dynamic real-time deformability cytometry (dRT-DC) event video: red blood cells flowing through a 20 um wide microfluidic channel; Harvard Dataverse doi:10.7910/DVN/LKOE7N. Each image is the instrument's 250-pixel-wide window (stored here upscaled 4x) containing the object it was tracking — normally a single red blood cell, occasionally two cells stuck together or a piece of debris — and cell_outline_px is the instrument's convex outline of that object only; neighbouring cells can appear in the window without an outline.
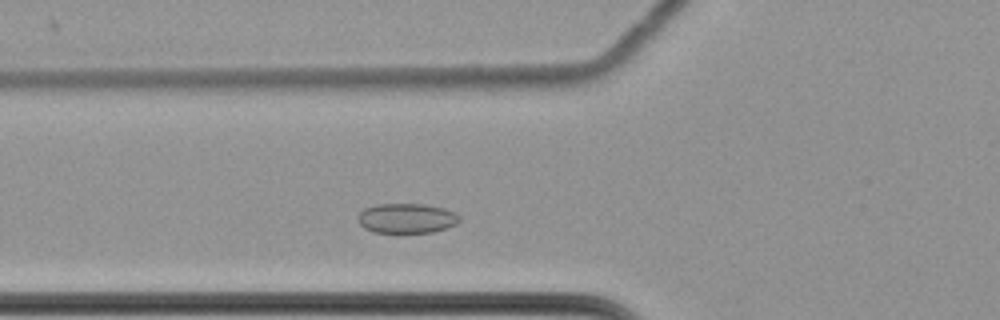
{"species": "common noctule bat (a hibernating species)", "species_latin": "Nyctalus noctula", "temperature_condition": "cold", "stored_images_in_passage": 33, "camera_frame_rate_fps": 3000, "um_per_image_px": 0.085, "animal": {"sex": "female", "body_mass_g": 22.7, "forearm_length_mm": 54.2}, "frame": {"image": 1, "passage_image": 4, "time_ms": 1.0, "image_size_px": [1000, 320], "cell_outline_px": [[460, 220], [456, 224], [448, 228], [432, 232], [372, 232], [364, 228], [360, 224], [360, 212], [364, 208], [376, 204], [424, 204], [444, 208], [456, 212], [460, 216]], "centroid_in_image_um": [34.61, 18.55], "position_along_channel_um": 91.2, "area_um2": 17.63}}
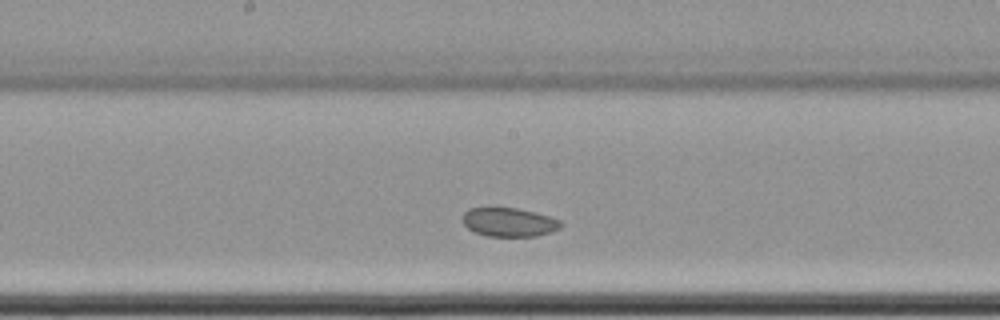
{"frame": {"image": 2, "passage_image": 14, "time_ms": 4.333, "image_size_px": [1000, 320], "cell_outline_px": [[564, 224], [560, 228], [552, 232], [536, 236], [488, 236], [476, 232], [468, 228], [460, 220], [464, 212], [468, 208], [492, 204], [516, 208], [548, 216], [560, 220]], "centroid_in_image_um": [43.2, 18.83], "position_along_channel_um": 205.0, "area_um2": 17.17}}
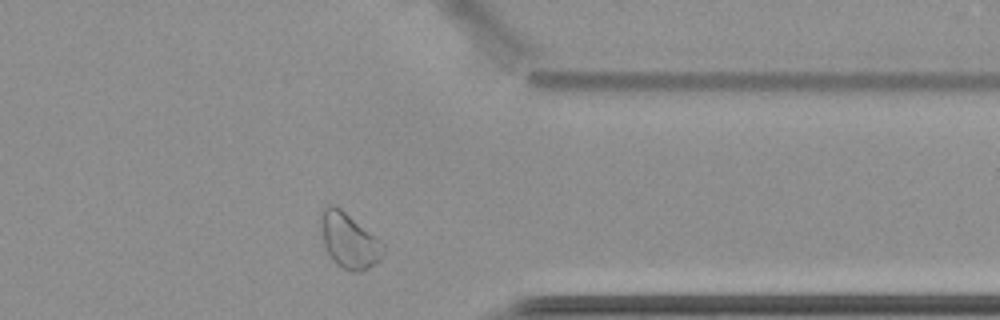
{"frame": {"image": 3, "passage_image": 30, "time_ms": 9.667, "image_size_px": [1000, 320], "cell_outline_px": [[384, 256], [376, 264], [360, 272], [352, 272], [336, 264], [324, 248], [320, 228], [320, 212], [328, 204], [332, 204], [340, 208], [376, 236], [384, 244]], "centroid_in_image_um": [29.66, 20.45], "position_along_channel_um": 381.7, "area_um2": 20.35}, "authors_computed_cell_mechanics": {"area_um2": 17.6868, "velocity_mm_per_s": 3.4225, "shape_relaxation_time_tau1_ms": 0.6543, "shape_relaxation_time_tau2_ms": 4.5822, "deformation_change_tau1": 0.0327, "deformation_change_tau2": 0.0459}}